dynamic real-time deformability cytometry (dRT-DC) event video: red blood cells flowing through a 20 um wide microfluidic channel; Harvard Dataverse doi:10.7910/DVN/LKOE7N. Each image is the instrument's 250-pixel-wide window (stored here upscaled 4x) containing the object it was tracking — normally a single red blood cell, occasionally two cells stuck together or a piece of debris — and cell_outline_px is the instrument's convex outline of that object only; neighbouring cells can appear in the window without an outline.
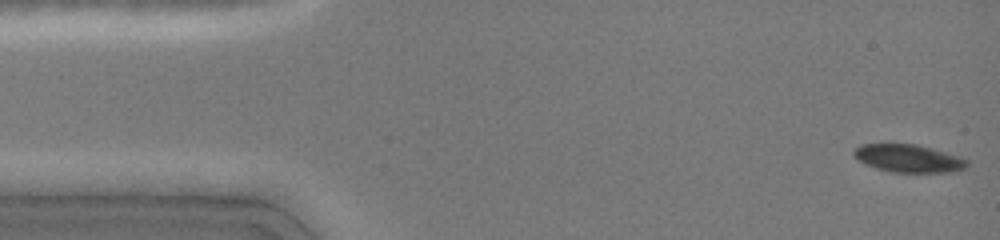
{"species": "common noctule bat (a hibernating species)", "species_latin": "Nyctalus noctula", "temperature_condition": "cold", "stored_images_in_passage": 41, "camera_frame_rate_fps": 3000, "um_per_image_px": 0.085, "animal": {"sex": "female", "body_mass_g": 19.0, "forearm_length_mm": 51.5}, "frame": {"image": 1, "passage_image": 1, "time_ms": 0.0, "image_size_px": [1000, 240], "cell_outline_px": [[968, 164], [964, 168], [952, 172], [892, 172], [876, 168], [852, 156], [852, 152], [860, 144], [916, 144], [932, 148], [960, 156], [968, 160]], "centroid_in_image_um": [77.23, 13.45], "position_along_channel_um": 7.8, "area_um2": 18.26}}
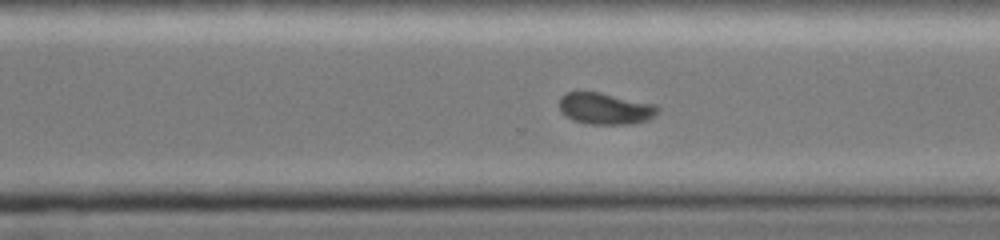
{"frame": {"image": 2, "passage_image": 28, "time_ms": 10.333, "image_size_px": [1000, 240], "cell_outline_px": [[660, 112], [648, 120], [632, 124], [588, 124], [572, 120], [560, 112], [560, 96], [568, 92], [600, 92], [656, 104], [660, 108]], "centroid_in_image_um": [51.48, 9.23], "position_along_channel_um": 319.1, "area_um2": 18.32}}
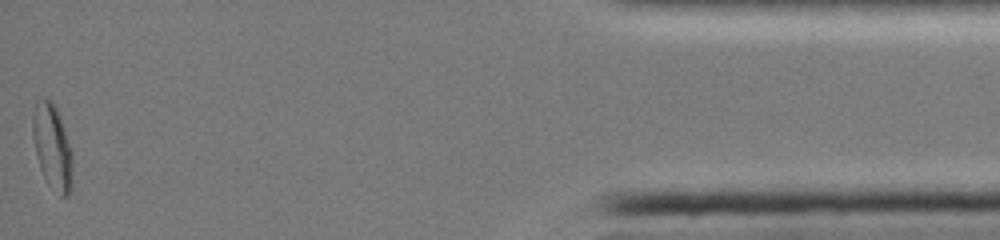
{"frame": {"image": 3, "passage_image": 41, "time_ms": 15.0, "image_size_px": [1000, 240], "cell_outline_px": [[72, 188], [68, 196], [60, 196], [48, 184], [40, 168], [36, 156], [32, 136], [32, 116], [36, 100], [52, 100], [60, 116], [72, 152]], "centroid_in_image_um": [4.44, 12.5], "position_along_channel_um": 430.8, "area_um2": 19.88}, "authors_computed_cell_mechanics": {"area_um2": 19.1318, "velocity_mm_per_s": 4.094, "shape_relaxation_time_tau1_ms": null, "shape_relaxation_time_tau2_ms": 2.6663, "deformation_change_tau1": null, "deformation_change_tau2": 0.0318}}